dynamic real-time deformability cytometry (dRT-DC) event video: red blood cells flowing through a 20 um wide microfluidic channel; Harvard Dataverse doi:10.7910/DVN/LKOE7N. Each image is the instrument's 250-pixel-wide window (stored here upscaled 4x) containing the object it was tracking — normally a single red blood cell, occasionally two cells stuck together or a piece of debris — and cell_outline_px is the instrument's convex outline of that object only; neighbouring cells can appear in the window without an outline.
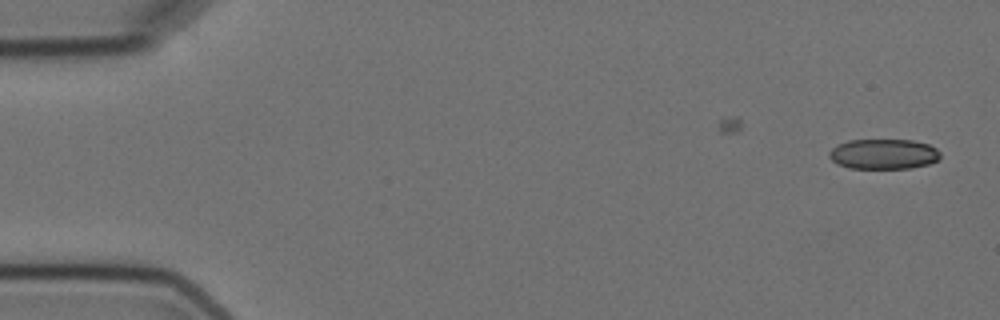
{"species": "Egyptian fruit bat (a non-hibernating species)", "species_latin": "Rousettus aegyptiacus", "temperature_condition": "cold", "stored_images_in_passage": 2, "camera_frame_rate_fps": 3000, "um_per_image_px": 0.085, "animal": {"sex": "female"}, "frame": {"image": 1, "passage_image": 2, "time_ms": 2.0, "image_size_px": [1000, 320], "cell_outline_px": [[940, 160], [928, 164], [912, 168], [848, 168], [832, 160], [828, 156], [828, 152], [836, 144], [848, 140], [912, 140], [928, 144], [936, 148], [940, 152]], "centroid_in_image_um": [75.11, 13.09], "position_along_channel_um": 9.9, "area_um2": 19.65}}